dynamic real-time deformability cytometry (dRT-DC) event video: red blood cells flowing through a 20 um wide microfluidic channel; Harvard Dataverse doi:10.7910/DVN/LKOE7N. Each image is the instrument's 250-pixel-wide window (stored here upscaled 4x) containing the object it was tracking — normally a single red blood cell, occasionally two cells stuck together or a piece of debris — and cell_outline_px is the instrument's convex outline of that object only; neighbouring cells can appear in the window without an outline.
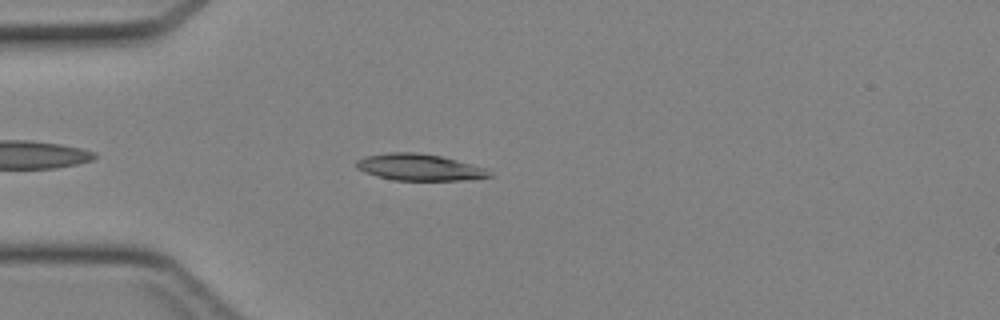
{"species": "Egyptian fruit bat (a non-hibernating species)", "species_latin": "Rousettus aegyptiacus", "temperature_condition": "cold", "stored_images_in_passage": 36, "camera_frame_rate_fps": 3000, "um_per_image_px": 0.085, "animal": {"sex": "female"}, "frame": {"image": 1, "passage_image": 4, "time_ms": 1.0, "image_size_px": [1000, 320], "cell_outline_px": [[496, 176], [464, 180], [396, 180], [364, 172], [356, 168], [356, 160], [364, 156], [388, 152], [416, 152], [440, 156], [456, 160], [484, 168]], "centroid_in_image_um": [35.63, 14.21], "position_along_channel_um": 49.4, "area_um2": 20.46}}
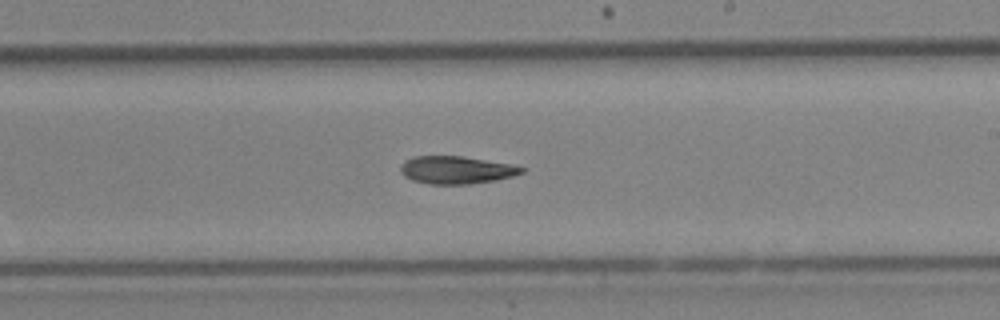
{"frame": {"image": 2, "passage_image": 18, "time_ms": 5.667, "image_size_px": [1000, 320], "cell_outline_px": [[528, 168], [524, 172], [512, 176], [496, 180], [468, 184], [428, 184], [412, 180], [404, 176], [400, 172], [400, 168], [404, 160], [416, 156], [460, 156], [512, 164]], "centroid_in_image_um": [38.79, 14.45], "position_along_channel_um": 250.2, "area_um2": 19.59}}
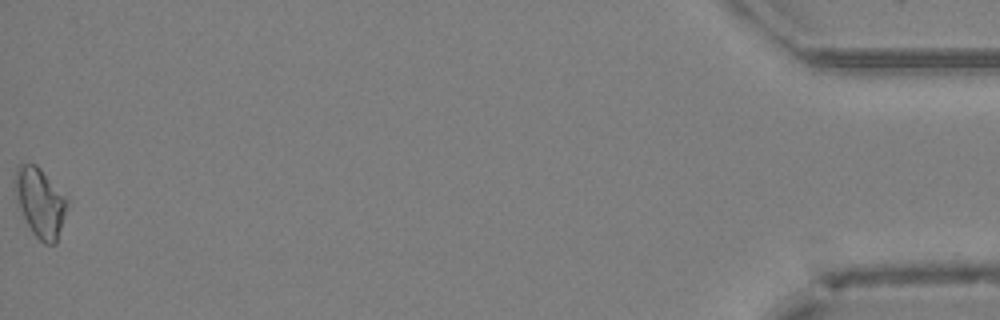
{"frame": {"image": 3, "passage_image": 36, "time_ms": 11.667, "image_size_px": [1000, 320], "cell_outline_px": [[68, 204], [56, 244], [44, 244], [32, 232], [20, 208], [16, 192], [16, 168], [20, 164], [36, 164], [68, 196]], "centroid_in_image_um": [3.47, 17.2], "position_along_channel_um": 431.7, "area_um2": 20.69}}